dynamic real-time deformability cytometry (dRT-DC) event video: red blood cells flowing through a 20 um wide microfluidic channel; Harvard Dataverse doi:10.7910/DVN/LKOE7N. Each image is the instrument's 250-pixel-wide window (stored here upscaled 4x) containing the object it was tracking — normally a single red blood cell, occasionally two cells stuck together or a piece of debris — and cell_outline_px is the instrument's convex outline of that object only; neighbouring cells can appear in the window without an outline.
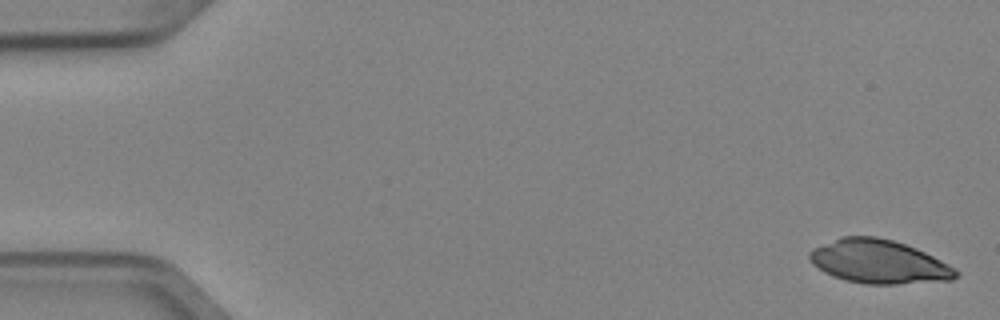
{"species": "Egyptian fruit bat (a non-hibernating species)", "species_latin": "Rousettus aegyptiacus", "temperature_condition": "cold", "stored_images_in_passage": 4, "camera_frame_rate_fps": 3000, "um_per_image_px": 0.085, "animal": {"sex": "female"}, "frame": {"image": 1, "passage_image": 1, "time_ms": 0.0, "image_size_px": [1000, 320], "cell_outline_px": [[960, 276], [952, 280], [896, 284], [864, 284], [844, 280], [832, 276], [824, 272], [812, 264], [808, 260], [808, 252], [812, 248], [840, 236], [876, 236], [892, 240], [916, 248], [956, 268], [960, 272]], "centroid_in_image_um": [74.67, 22.25], "position_along_channel_um": 10.3, "area_um2": 37.57}}